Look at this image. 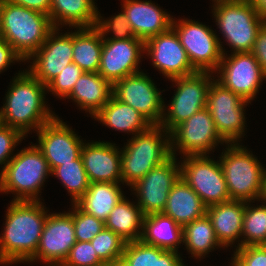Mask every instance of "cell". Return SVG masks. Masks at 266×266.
Instances as JSON below:
<instances>
[{
  "instance_id": "obj_28",
  "label": "cell",
  "mask_w": 266,
  "mask_h": 266,
  "mask_svg": "<svg viewBox=\"0 0 266 266\" xmlns=\"http://www.w3.org/2000/svg\"><path fill=\"white\" fill-rule=\"evenodd\" d=\"M94 118L113 129L131 132L134 136L152 126L137 110L116 99L113 95L94 115Z\"/></svg>"
},
{
  "instance_id": "obj_22",
  "label": "cell",
  "mask_w": 266,
  "mask_h": 266,
  "mask_svg": "<svg viewBox=\"0 0 266 266\" xmlns=\"http://www.w3.org/2000/svg\"><path fill=\"white\" fill-rule=\"evenodd\" d=\"M123 1L124 13L138 39L146 42L172 27L173 18L154 3L141 0Z\"/></svg>"
},
{
  "instance_id": "obj_41",
  "label": "cell",
  "mask_w": 266,
  "mask_h": 266,
  "mask_svg": "<svg viewBox=\"0 0 266 266\" xmlns=\"http://www.w3.org/2000/svg\"><path fill=\"white\" fill-rule=\"evenodd\" d=\"M23 137L24 135L18 129L0 123V164H4L0 176L5 166L12 158L11 154L13 153L16 143L22 141Z\"/></svg>"
},
{
  "instance_id": "obj_33",
  "label": "cell",
  "mask_w": 266,
  "mask_h": 266,
  "mask_svg": "<svg viewBox=\"0 0 266 266\" xmlns=\"http://www.w3.org/2000/svg\"><path fill=\"white\" fill-rule=\"evenodd\" d=\"M183 243L196 259L221 246L207 214L183 227Z\"/></svg>"
},
{
  "instance_id": "obj_35",
  "label": "cell",
  "mask_w": 266,
  "mask_h": 266,
  "mask_svg": "<svg viewBox=\"0 0 266 266\" xmlns=\"http://www.w3.org/2000/svg\"><path fill=\"white\" fill-rule=\"evenodd\" d=\"M51 174L58 177L62 184L67 188L68 193L76 203L89 187V180L84 169L82 157L73 160L72 162L63 163L55 167Z\"/></svg>"
},
{
  "instance_id": "obj_30",
  "label": "cell",
  "mask_w": 266,
  "mask_h": 266,
  "mask_svg": "<svg viewBox=\"0 0 266 266\" xmlns=\"http://www.w3.org/2000/svg\"><path fill=\"white\" fill-rule=\"evenodd\" d=\"M144 214L137 205L126 198H122L111 211L105 228L119 235L126 242L139 241L142 237ZM141 229V230H139Z\"/></svg>"
},
{
  "instance_id": "obj_13",
  "label": "cell",
  "mask_w": 266,
  "mask_h": 266,
  "mask_svg": "<svg viewBox=\"0 0 266 266\" xmlns=\"http://www.w3.org/2000/svg\"><path fill=\"white\" fill-rule=\"evenodd\" d=\"M112 95L144 116L152 125H159L166 110L161 92L143 72L118 80ZM165 108V109H164Z\"/></svg>"
},
{
  "instance_id": "obj_12",
  "label": "cell",
  "mask_w": 266,
  "mask_h": 266,
  "mask_svg": "<svg viewBox=\"0 0 266 266\" xmlns=\"http://www.w3.org/2000/svg\"><path fill=\"white\" fill-rule=\"evenodd\" d=\"M169 136L172 156L176 155L175 147L185 156L207 155V152L218 145L217 143L225 142L218 134L206 107L176 126Z\"/></svg>"
},
{
  "instance_id": "obj_42",
  "label": "cell",
  "mask_w": 266,
  "mask_h": 266,
  "mask_svg": "<svg viewBox=\"0 0 266 266\" xmlns=\"http://www.w3.org/2000/svg\"><path fill=\"white\" fill-rule=\"evenodd\" d=\"M232 261L236 266H266V246L236 248Z\"/></svg>"
},
{
  "instance_id": "obj_1",
  "label": "cell",
  "mask_w": 266,
  "mask_h": 266,
  "mask_svg": "<svg viewBox=\"0 0 266 266\" xmlns=\"http://www.w3.org/2000/svg\"><path fill=\"white\" fill-rule=\"evenodd\" d=\"M48 214L37 201L13 200L0 237V263L28 261L36 254Z\"/></svg>"
},
{
  "instance_id": "obj_44",
  "label": "cell",
  "mask_w": 266,
  "mask_h": 266,
  "mask_svg": "<svg viewBox=\"0 0 266 266\" xmlns=\"http://www.w3.org/2000/svg\"><path fill=\"white\" fill-rule=\"evenodd\" d=\"M13 61H22V58L14 51L11 45L0 38V72L9 66Z\"/></svg>"
},
{
  "instance_id": "obj_8",
  "label": "cell",
  "mask_w": 266,
  "mask_h": 266,
  "mask_svg": "<svg viewBox=\"0 0 266 266\" xmlns=\"http://www.w3.org/2000/svg\"><path fill=\"white\" fill-rule=\"evenodd\" d=\"M179 21L175 22L173 19L172 28L178 35L192 67L197 72H216L224 54L216 33L197 21Z\"/></svg>"
},
{
  "instance_id": "obj_2",
  "label": "cell",
  "mask_w": 266,
  "mask_h": 266,
  "mask_svg": "<svg viewBox=\"0 0 266 266\" xmlns=\"http://www.w3.org/2000/svg\"><path fill=\"white\" fill-rule=\"evenodd\" d=\"M6 94V103L0 110V123L18 129L24 136L38 131L56 117L45 105L46 86L29 71L19 72Z\"/></svg>"
},
{
  "instance_id": "obj_24",
  "label": "cell",
  "mask_w": 266,
  "mask_h": 266,
  "mask_svg": "<svg viewBox=\"0 0 266 266\" xmlns=\"http://www.w3.org/2000/svg\"><path fill=\"white\" fill-rule=\"evenodd\" d=\"M207 206L198 194L183 180L175 182L169 192L166 206L162 213L184 227L206 214Z\"/></svg>"
},
{
  "instance_id": "obj_37",
  "label": "cell",
  "mask_w": 266,
  "mask_h": 266,
  "mask_svg": "<svg viewBox=\"0 0 266 266\" xmlns=\"http://www.w3.org/2000/svg\"><path fill=\"white\" fill-rule=\"evenodd\" d=\"M73 217L76 241L90 242L100 233L105 224L103 221L82 211L76 204L73 205Z\"/></svg>"
},
{
  "instance_id": "obj_20",
  "label": "cell",
  "mask_w": 266,
  "mask_h": 266,
  "mask_svg": "<svg viewBox=\"0 0 266 266\" xmlns=\"http://www.w3.org/2000/svg\"><path fill=\"white\" fill-rule=\"evenodd\" d=\"M145 51L151 56L154 67L168 79L189 76L197 72L172 27L148 39L145 42Z\"/></svg>"
},
{
  "instance_id": "obj_6",
  "label": "cell",
  "mask_w": 266,
  "mask_h": 266,
  "mask_svg": "<svg viewBox=\"0 0 266 266\" xmlns=\"http://www.w3.org/2000/svg\"><path fill=\"white\" fill-rule=\"evenodd\" d=\"M51 169L43 153L36 146L22 149L15 154L0 176V192H16L14 200L37 201L41 186Z\"/></svg>"
},
{
  "instance_id": "obj_10",
  "label": "cell",
  "mask_w": 266,
  "mask_h": 266,
  "mask_svg": "<svg viewBox=\"0 0 266 266\" xmlns=\"http://www.w3.org/2000/svg\"><path fill=\"white\" fill-rule=\"evenodd\" d=\"M215 81V82H214ZM250 101L224 87L217 80L211 82L206 108L213 118L216 130L226 144L238 142L244 134V107Z\"/></svg>"
},
{
  "instance_id": "obj_5",
  "label": "cell",
  "mask_w": 266,
  "mask_h": 266,
  "mask_svg": "<svg viewBox=\"0 0 266 266\" xmlns=\"http://www.w3.org/2000/svg\"><path fill=\"white\" fill-rule=\"evenodd\" d=\"M219 162L231 200H262L266 169L238 143L228 144Z\"/></svg>"
},
{
  "instance_id": "obj_27",
  "label": "cell",
  "mask_w": 266,
  "mask_h": 266,
  "mask_svg": "<svg viewBox=\"0 0 266 266\" xmlns=\"http://www.w3.org/2000/svg\"><path fill=\"white\" fill-rule=\"evenodd\" d=\"M119 182H93L75 203L85 213L105 222L116 204L125 197Z\"/></svg>"
},
{
  "instance_id": "obj_46",
  "label": "cell",
  "mask_w": 266,
  "mask_h": 266,
  "mask_svg": "<svg viewBox=\"0 0 266 266\" xmlns=\"http://www.w3.org/2000/svg\"><path fill=\"white\" fill-rule=\"evenodd\" d=\"M259 17L266 22V0H249Z\"/></svg>"
},
{
  "instance_id": "obj_43",
  "label": "cell",
  "mask_w": 266,
  "mask_h": 266,
  "mask_svg": "<svg viewBox=\"0 0 266 266\" xmlns=\"http://www.w3.org/2000/svg\"><path fill=\"white\" fill-rule=\"evenodd\" d=\"M266 76V22L259 29L251 51Z\"/></svg>"
},
{
  "instance_id": "obj_3",
  "label": "cell",
  "mask_w": 266,
  "mask_h": 266,
  "mask_svg": "<svg viewBox=\"0 0 266 266\" xmlns=\"http://www.w3.org/2000/svg\"><path fill=\"white\" fill-rule=\"evenodd\" d=\"M55 27L48 15L0 0V38L28 60Z\"/></svg>"
},
{
  "instance_id": "obj_39",
  "label": "cell",
  "mask_w": 266,
  "mask_h": 266,
  "mask_svg": "<svg viewBox=\"0 0 266 266\" xmlns=\"http://www.w3.org/2000/svg\"><path fill=\"white\" fill-rule=\"evenodd\" d=\"M84 71L75 63L68 64L47 86V90L56 96L67 98L76 81Z\"/></svg>"
},
{
  "instance_id": "obj_36",
  "label": "cell",
  "mask_w": 266,
  "mask_h": 266,
  "mask_svg": "<svg viewBox=\"0 0 266 266\" xmlns=\"http://www.w3.org/2000/svg\"><path fill=\"white\" fill-rule=\"evenodd\" d=\"M90 242L99 259L106 266L122 259L126 241L110 229L104 227Z\"/></svg>"
},
{
  "instance_id": "obj_38",
  "label": "cell",
  "mask_w": 266,
  "mask_h": 266,
  "mask_svg": "<svg viewBox=\"0 0 266 266\" xmlns=\"http://www.w3.org/2000/svg\"><path fill=\"white\" fill-rule=\"evenodd\" d=\"M100 14H97V20L95 28L104 37L107 32L113 31V38H107L108 40H126L135 37L130 23L127 20L124 10L116 16H113L109 20L102 21ZM110 30V31H109Z\"/></svg>"
},
{
  "instance_id": "obj_17",
  "label": "cell",
  "mask_w": 266,
  "mask_h": 266,
  "mask_svg": "<svg viewBox=\"0 0 266 266\" xmlns=\"http://www.w3.org/2000/svg\"><path fill=\"white\" fill-rule=\"evenodd\" d=\"M141 52H145V42L138 38L108 40L103 37L98 73L112 85L138 73Z\"/></svg>"
},
{
  "instance_id": "obj_9",
  "label": "cell",
  "mask_w": 266,
  "mask_h": 266,
  "mask_svg": "<svg viewBox=\"0 0 266 266\" xmlns=\"http://www.w3.org/2000/svg\"><path fill=\"white\" fill-rule=\"evenodd\" d=\"M185 157L180 165V177L207 207L231 200L219 161L212 160L206 155Z\"/></svg>"
},
{
  "instance_id": "obj_32",
  "label": "cell",
  "mask_w": 266,
  "mask_h": 266,
  "mask_svg": "<svg viewBox=\"0 0 266 266\" xmlns=\"http://www.w3.org/2000/svg\"><path fill=\"white\" fill-rule=\"evenodd\" d=\"M122 260L129 266H185L176 251L139 241L126 242Z\"/></svg>"
},
{
  "instance_id": "obj_16",
  "label": "cell",
  "mask_w": 266,
  "mask_h": 266,
  "mask_svg": "<svg viewBox=\"0 0 266 266\" xmlns=\"http://www.w3.org/2000/svg\"><path fill=\"white\" fill-rule=\"evenodd\" d=\"M72 214H48L36 254L29 260H42L49 266H61L76 243Z\"/></svg>"
},
{
  "instance_id": "obj_48",
  "label": "cell",
  "mask_w": 266,
  "mask_h": 266,
  "mask_svg": "<svg viewBox=\"0 0 266 266\" xmlns=\"http://www.w3.org/2000/svg\"><path fill=\"white\" fill-rule=\"evenodd\" d=\"M263 200L266 202V172H265V179H264V194L262 196L261 201H263Z\"/></svg>"
},
{
  "instance_id": "obj_11",
  "label": "cell",
  "mask_w": 266,
  "mask_h": 266,
  "mask_svg": "<svg viewBox=\"0 0 266 266\" xmlns=\"http://www.w3.org/2000/svg\"><path fill=\"white\" fill-rule=\"evenodd\" d=\"M209 73L196 72L189 76L171 79L172 82H175L177 90L170 103L168 114L164 113L159 124L168 133L206 107L208 91L212 82Z\"/></svg>"
},
{
  "instance_id": "obj_14",
  "label": "cell",
  "mask_w": 266,
  "mask_h": 266,
  "mask_svg": "<svg viewBox=\"0 0 266 266\" xmlns=\"http://www.w3.org/2000/svg\"><path fill=\"white\" fill-rule=\"evenodd\" d=\"M175 157L171 156L130 187L137 193V204L144 216L163 212L169 192L180 177Z\"/></svg>"
},
{
  "instance_id": "obj_34",
  "label": "cell",
  "mask_w": 266,
  "mask_h": 266,
  "mask_svg": "<svg viewBox=\"0 0 266 266\" xmlns=\"http://www.w3.org/2000/svg\"><path fill=\"white\" fill-rule=\"evenodd\" d=\"M263 202L264 205L254 208L249 207V203L245 201L241 234V237L244 236V240L242 239L237 248L266 244V202Z\"/></svg>"
},
{
  "instance_id": "obj_29",
  "label": "cell",
  "mask_w": 266,
  "mask_h": 266,
  "mask_svg": "<svg viewBox=\"0 0 266 266\" xmlns=\"http://www.w3.org/2000/svg\"><path fill=\"white\" fill-rule=\"evenodd\" d=\"M97 14L93 0H51L49 18L55 28L60 24L91 28L96 25Z\"/></svg>"
},
{
  "instance_id": "obj_50",
  "label": "cell",
  "mask_w": 266,
  "mask_h": 266,
  "mask_svg": "<svg viewBox=\"0 0 266 266\" xmlns=\"http://www.w3.org/2000/svg\"><path fill=\"white\" fill-rule=\"evenodd\" d=\"M231 265H232V266H236V264H235L233 261H232Z\"/></svg>"
},
{
  "instance_id": "obj_7",
  "label": "cell",
  "mask_w": 266,
  "mask_h": 266,
  "mask_svg": "<svg viewBox=\"0 0 266 266\" xmlns=\"http://www.w3.org/2000/svg\"><path fill=\"white\" fill-rule=\"evenodd\" d=\"M213 15L234 53L251 52L264 24L249 0L217 1Z\"/></svg>"
},
{
  "instance_id": "obj_23",
  "label": "cell",
  "mask_w": 266,
  "mask_h": 266,
  "mask_svg": "<svg viewBox=\"0 0 266 266\" xmlns=\"http://www.w3.org/2000/svg\"><path fill=\"white\" fill-rule=\"evenodd\" d=\"M245 201L229 200L207 207L206 214L211 220L217 240L228 247L240 238L243 229Z\"/></svg>"
},
{
  "instance_id": "obj_40",
  "label": "cell",
  "mask_w": 266,
  "mask_h": 266,
  "mask_svg": "<svg viewBox=\"0 0 266 266\" xmlns=\"http://www.w3.org/2000/svg\"><path fill=\"white\" fill-rule=\"evenodd\" d=\"M61 266H106L96 254L91 242L77 241Z\"/></svg>"
},
{
  "instance_id": "obj_18",
  "label": "cell",
  "mask_w": 266,
  "mask_h": 266,
  "mask_svg": "<svg viewBox=\"0 0 266 266\" xmlns=\"http://www.w3.org/2000/svg\"><path fill=\"white\" fill-rule=\"evenodd\" d=\"M37 135L39 145L36 146L43 153L51 171L81 156L84 142L58 117L44 124Z\"/></svg>"
},
{
  "instance_id": "obj_49",
  "label": "cell",
  "mask_w": 266,
  "mask_h": 266,
  "mask_svg": "<svg viewBox=\"0 0 266 266\" xmlns=\"http://www.w3.org/2000/svg\"><path fill=\"white\" fill-rule=\"evenodd\" d=\"M214 2H217V1H232V0H213Z\"/></svg>"
},
{
  "instance_id": "obj_31",
  "label": "cell",
  "mask_w": 266,
  "mask_h": 266,
  "mask_svg": "<svg viewBox=\"0 0 266 266\" xmlns=\"http://www.w3.org/2000/svg\"><path fill=\"white\" fill-rule=\"evenodd\" d=\"M103 37L95 28H79L73 32L72 62L84 72H98L100 66Z\"/></svg>"
},
{
  "instance_id": "obj_4",
  "label": "cell",
  "mask_w": 266,
  "mask_h": 266,
  "mask_svg": "<svg viewBox=\"0 0 266 266\" xmlns=\"http://www.w3.org/2000/svg\"><path fill=\"white\" fill-rule=\"evenodd\" d=\"M165 135H162V132ZM170 135L160 125H152L142 133H138L121 150L122 184L134 185L150 170L168 160L171 155ZM166 136L163 139L162 136Z\"/></svg>"
},
{
  "instance_id": "obj_21",
  "label": "cell",
  "mask_w": 266,
  "mask_h": 266,
  "mask_svg": "<svg viewBox=\"0 0 266 266\" xmlns=\"http://www.w3.org/2000/svg\"><path fill=\"white\" fill-rule=\"evenodd\" d=\"M110 142L83 144L81 157L88 180L93 182H122L121 152Z\"/></svg>"
},
{
  "instance_id": "obj_25",
  "label": "cell",
  "mask_w": 266,
  "mask_h": 266,
  "mask_svg": "<svg viewBox=\"0 0 266 266\" xmlns=\"http://www.w3.org/2000/svg\"><path fill=\"white\" fill-rule=\"evenodd\" d=\"M113 85L98 72H84L67 96L94 116L111 98Z\"/></svg>"
},
{
  "instance_id": "obj_15",
  "label": "cell",
  "mask_w": 266,
  "mask_h": 266,
  "mask_svg": "<svg viewBox=\"0 0 266 266\" xmlns=\"http://www.w3.org/2000/svg\"><path fill=\"white\" fill-rule=\"evenodd\" d=\"M226 58L225 53L216 71L217 79L224 87L251 101L259 90L262 79L266 78L257 59L251 52L234 53Z\"/></svg>"
},
{
  "instance_id": "obj_26",
  "label": "cell",
  "mask_w": 266,
  "mask_h": 266,
  "mask_svg": "<svg viewBox=\"0 0 266 266\" xmlns=\"http://www.w3.org/2000/svg\"><path fill=\"white\" fill-rule=\"evenodd\" d=\"M141 241L164 250L178 252V245L183 242V227L164 213L147 215L143 219Z\"/></svg>"
},
{
  "instance_id": "obj_45",
  "label": "cell",
  "mask_w": 266,
  "mask_h": 266,
  "mask_svg": "<svg viewBox=\"0 0 266 266\" xmlns=\"http://www.w3.org/2000/svg\"><path fill=\"white\" fill-rule=\"evenodd\" d=\"M14 5L26 7L45 15H50L51 0H6Z\"/></svg>"
},
{
  "instance_id": "obj_19",
  "label": "cell",
  "mask_w": 266,
  "mask_h": 266,
  "mask_svg": "<svg viewBox=\"0 0 266 266\" xmlns=\"http://www.w3.org/2000/svg\"><path fill=\"white\" fill-rule=\"evenodd\" d=\"M54 28L41 47L28 59L33 58L28 71L47 86L70 63L73 57V33L58 35ZM58 36H57V35Z\"/></svg>"
},
{
  "instance_id": "obj_47",
  "label": "cell",
  "mask_w": 266,
  "mask_h": 266,
  "mask_svg": "<svg viewBox=\"0 0 266 266\" xmlns=\"http://www.w3.org/2000/svg\"><path fill=\"white\" fill-rule=\"evenodd\" d=\"M109 266H129V265L126 264L122 259H119L115 263H113L112 265H109Z\"/></svg>"
}]
</instances>
